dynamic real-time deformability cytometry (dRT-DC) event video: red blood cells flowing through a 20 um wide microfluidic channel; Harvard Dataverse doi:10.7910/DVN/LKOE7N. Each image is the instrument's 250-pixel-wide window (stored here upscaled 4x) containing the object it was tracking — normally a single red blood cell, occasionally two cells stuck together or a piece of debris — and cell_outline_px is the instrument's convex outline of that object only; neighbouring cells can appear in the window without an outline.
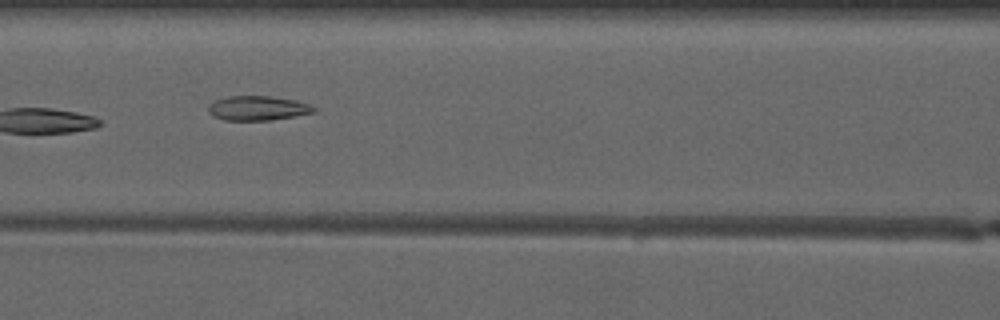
{"species": "common noctule bat (a hibernating species)", "species_latin": "Nyctalus noctula", "temperature_condition": "warm", "stored_images_in_passage": 6, "camera_frame_rate_fps": 3000, "um_per_image_px": 0.085, "animal": {"sex": "male", "forearm_length_mm": 52.5}, "frame": {"image": 1, "passage_image": 6, "time_ms": 6.667, "image_size_px": [1000, 320], "cell_outline_px": [[316, 112], [296, 116], [268, 120], [224, 120], [212, 116], [208, 112], [208, 104], [216, 100], [228, 96], [268, 96], [296, 100], [308, 104], [316, 108]], "centroid_in_image_um": [21.89, 9.19], "position_along_channel_um": 144.7, "area_um2": 15.09}}